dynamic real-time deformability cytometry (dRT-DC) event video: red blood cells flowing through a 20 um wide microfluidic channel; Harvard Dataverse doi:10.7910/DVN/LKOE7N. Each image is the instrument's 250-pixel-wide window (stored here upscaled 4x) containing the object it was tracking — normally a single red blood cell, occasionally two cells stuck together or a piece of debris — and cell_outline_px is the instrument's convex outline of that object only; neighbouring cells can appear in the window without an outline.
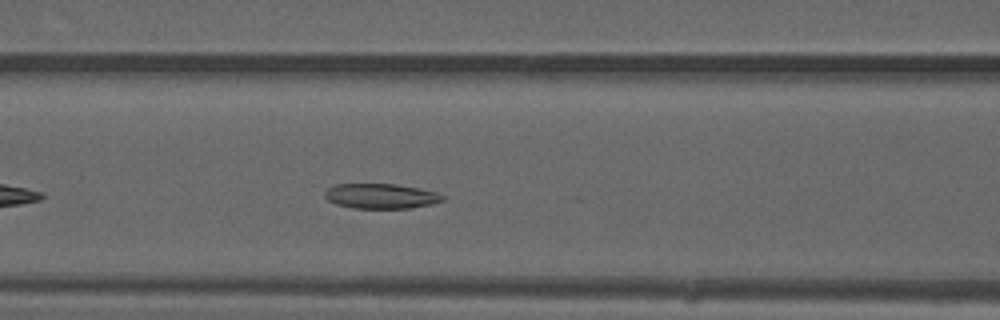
{"species": "common noctule bat (a hibernating species)", "species_latin": "Nyctalus noctula", "temperature_condition": "warm", "stored_images_in_passage": 30, "camera_frame_rate_fps": 3000, "um_per_image_px": 0.085, "animal": {"sex": "male", "forearm_length_mm": 52.5}, "frame": {"image": 1, "passage_image": 9, "time_ms": 2.667, "image_size_px": [1000, 320], "cell_outline_px": [[444, 200], [432, 204], [408, 208], [352, 208], [336, 204], [328, 200], [324, 196], [324, 192], [328, 188], [336, 184], [396, 184], [420, 188], [436, 192], [444, 196]], "centroid_in_image_um": [32.37, 16.66], "position_along_channel_um": 134.2, "area_um2": 17.17}}
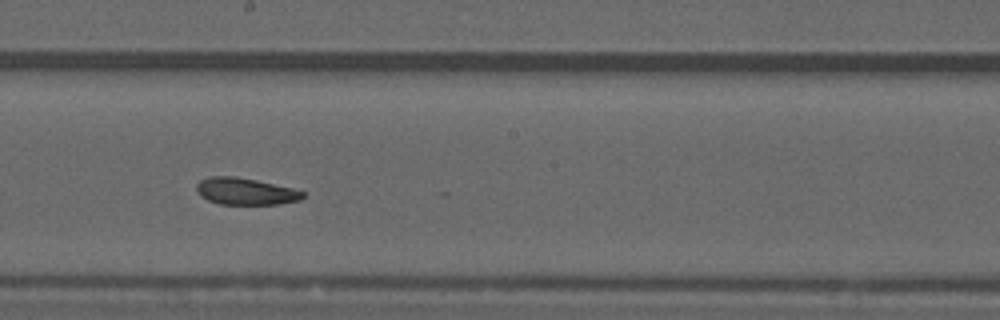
{"frame": {"image": 2, "passage_image": 16, "time_ms": 5.0, "image_size_px": [1000, 320], "cell_outline_px": [[304, 196], [300, 200], [280, 204], [220, 204], [208, 200], [196, 192], [196, 184], [200, 180], [208, 176], [236, 176], [256, 180], [292, 188], [304, 192]], "centroid_in_image_um": [20.84, 16.26], "position_along_channel_um": 227.4, "area_um2": 16.65}}
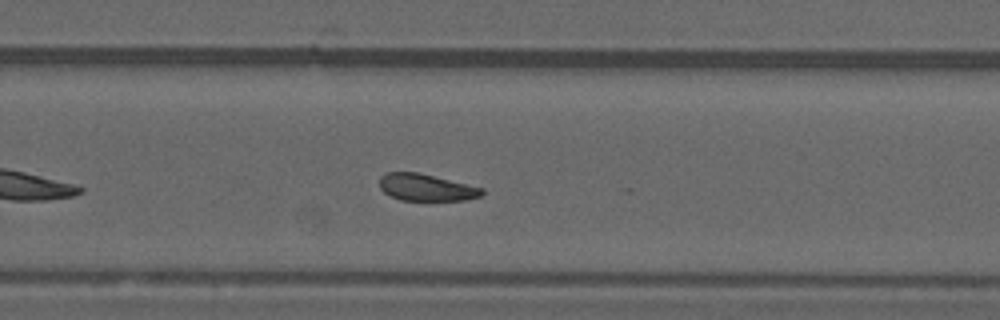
{"frame": {"image": 3, "passage_image": 21, "time_ms": 6.667, "image_size_px": [1000, 320], "cell_outline_px": [[484, 192], [480, 196], [468, 200], [400, 200], [384, 192], [380, 188], [380, 176], [388, 172], [416, 172], [484, 188]], "centroid_in_image_um": [36.23, 15.94], "position_along_channel_um": 293.6, "area_um2": 15.9}, "authors_computed_cell_mechanics": {"area_um2": 17.4556, "velocity_mm_per_s": 4.009, "shape_relaxation_time_tau1_ms": null, "shape_relaxation_time_tau2_ms": 3.0836, "deformation_change_tau1": null, "deformation_change_tau2": 0.0912}}